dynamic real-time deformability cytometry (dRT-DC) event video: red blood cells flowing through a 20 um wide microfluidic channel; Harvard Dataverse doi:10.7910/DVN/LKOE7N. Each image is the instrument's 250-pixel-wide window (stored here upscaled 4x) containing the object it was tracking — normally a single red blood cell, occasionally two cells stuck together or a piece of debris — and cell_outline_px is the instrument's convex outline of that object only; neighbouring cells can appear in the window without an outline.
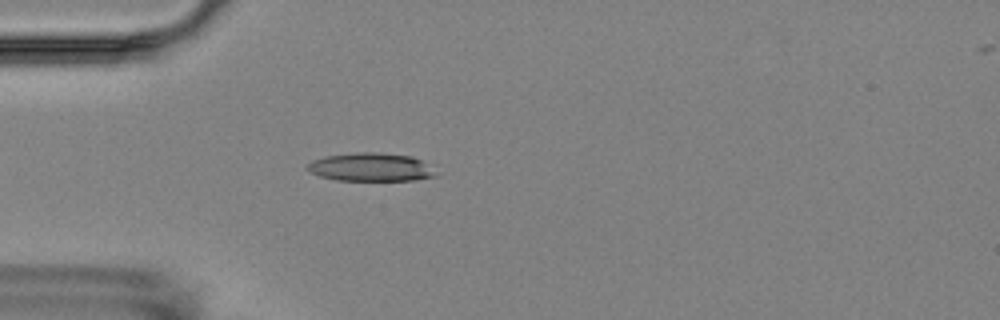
{"species": "Egyptian fruit bat (a non-hibernating species)", "species_latin": "Rousettus aegyptiacus", "temperature_condition": "room temperature", "stored_images_in_passage": 3, "camera_frame_rate_fps": 3000, "um_per_image_px": 0.085, "animal": {"sex": "female"}, "frame": {"image": 1, "passage_image": 3, "time_ms": 2.333, "image_size_px": [1000, 320], "cell_outline_px": [[436, 176], [416, 180], [336, 180], [320, 176], [308, 172], [304, 168], [312, 160], [324, 156], [356, 152], [376, 152], [412, 156], [420, 160]], "centroid_in_image_um": [31.4, 14.2], "position_along_channel_um": 53.6, "area_um2": 20.98}}